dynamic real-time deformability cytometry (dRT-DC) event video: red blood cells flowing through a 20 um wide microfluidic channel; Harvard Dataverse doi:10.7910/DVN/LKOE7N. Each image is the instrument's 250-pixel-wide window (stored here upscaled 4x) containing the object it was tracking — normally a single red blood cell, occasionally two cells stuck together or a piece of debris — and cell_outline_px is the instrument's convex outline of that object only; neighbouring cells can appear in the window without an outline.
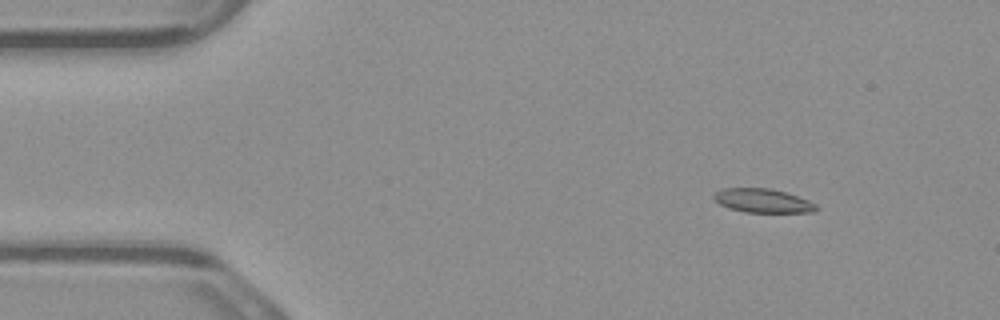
{"species": "common noctule bat (a hibernating species)", "species_latin": "Nyctalus noctula", "temperature_condition": "warm", "stored_images_in_passage": 5, "camera_frame_rate_fps": 3000, "um_per_image_px": 0.085, "animal": {"sex": "male", "body_mass_g": 23.1, "forearm_length_mm": 52.7}, "frame": {"image": 1, "passage_image": 1, "time_ms": 0.0, "image_size_px": [1000, 320], "cell_outline_px": [[820, 208], [812, 212], [744, 212], [728, 208], [720, 204], [712, 196], [720, 188], [772, 188], [808, 200], [816, 204]], "centroid_in_image_um": [64.82, 17.06], "position_along_channel_um": 20.2, "area_um2": 14.22}}
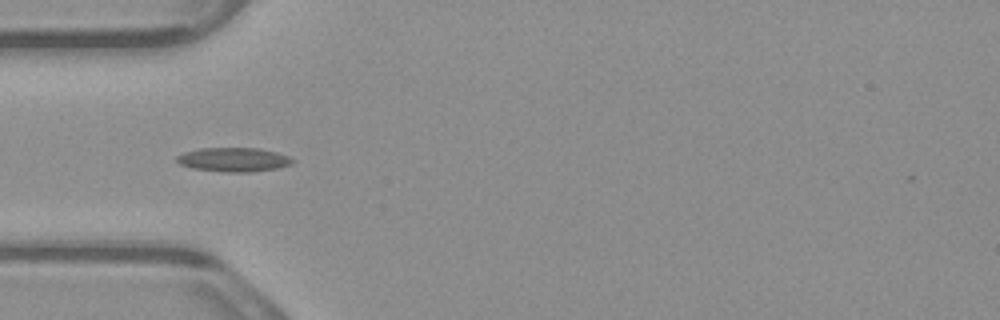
{"frame": {"image": 2, "passage_image": 4, "time_ms": 1.0, "image_size_px": [1000, 320], "cell_outline_px": [[296, 160], [292, 164], [276, 168], [252, 172], [224, 172], [192, 168], [180, 164], [176, 160], [176, 156], [184, 152], [200, 148], [256, 148], [276, 152], [288, 156]], "centroid_in_image_um": [19.85, 13.57], "position_along_channel_um": 65.1, "area_um2": 16.24}}
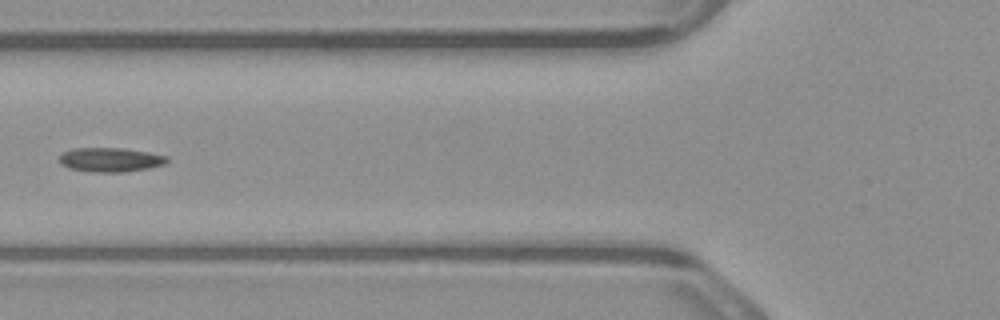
{"frame": {"image": 3, "passage_image": 5, "time_ms": 1.333, "image_size_px": [1000, 320], "cell_outline_px": [[168, 160], [164, 164], [148, 168], [120, 172], [92, 172], [68, 168], [60, 164], [60, 156], [64, 152], [72, 148], [120, 148], [148, 152], [168, 156]], "centroid_in_image_um": [9.36, 13.57], "position_along_channel_um": 116.4, "area_um2": 15.09}}